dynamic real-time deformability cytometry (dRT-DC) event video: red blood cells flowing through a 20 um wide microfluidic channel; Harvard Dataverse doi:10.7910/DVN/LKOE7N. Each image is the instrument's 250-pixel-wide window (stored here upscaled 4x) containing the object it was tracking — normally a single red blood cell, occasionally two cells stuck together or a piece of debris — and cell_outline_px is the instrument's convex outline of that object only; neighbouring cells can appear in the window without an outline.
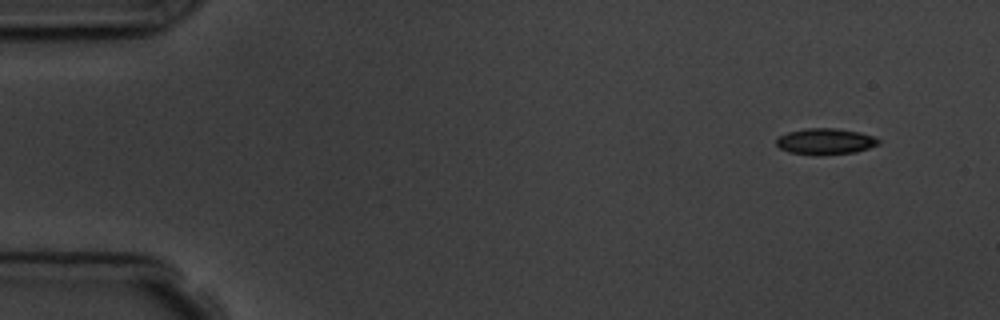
{"species": "common noctule bat (a hibernating species)", "species_latin": "Nyctalus noctula", "temperature_condition": "room temperature", "stored_images_in_passage": 9, "camera_frame_rate_fps": 3000, "um_per_image_px": 0.085, "animal": {"sex": "male", "body_mass_g": 19.5, "forearm_length_mm": 54.6}, "frame": {"image": 1, "passage_image": 1, "time_ms": 0.0, "image_size_px": [1000, 320], "cell_outline_px": [[880, 144], [856, 152], [820, 156], [816, 156], [788, 152], [780, 148], [776, 144], [776, 140], [780, 136], [788, 132], [808, 128], [836, 128], [860, 132], [876, 136], [880, 140]], "centroid_in_image_um": [70.19, 12.03], "position_along_channel_um": 14.8, "area_um2": 15.84}}
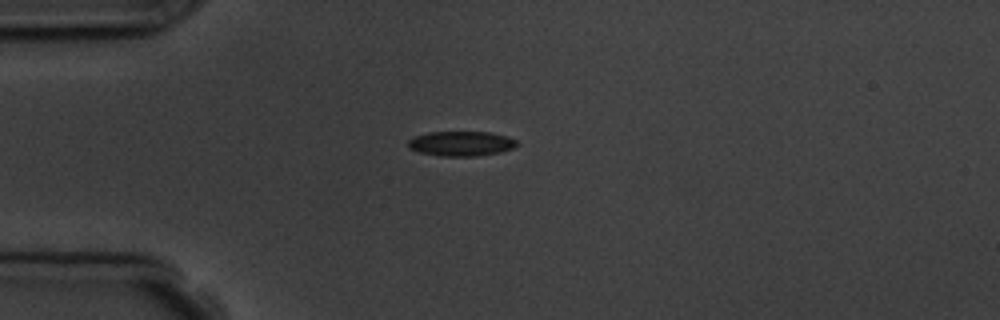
{"frame": {"image": 2, "passage_image": 4, "time_ms": 3.333, "image_size_px": [1000, 320], "cell_outline_px": [[520, 144], [512, 148], [500, 152], [476, 156], [440, 156], [420, 152], [408, 148], [408, 140], [412, 136], [428, 132], [492, 132], [508, 136], [516, 140]], "centroid_in_image_um": [39.19, 12.19], "position_along_channel_um": 45.8, "area_um2": 15.9}}